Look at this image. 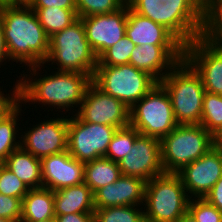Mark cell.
<instances>
[{
    "mask_svg": "<svg viewBox=\"0 0 222 222\" xmlns=\"http://www.w3.org/2000/svg\"><path fill=\"white\" fill-rule=\"evenodd\" d=\"M0 16L10 60L28 65L35 78L49 53V37L35 11L26 2L0 3Z\"/></svg>",
    "mask_w": 222,
    "mask_h": 222,
    "instance_id": "6da1fadb",
    "label": "cell"
},
{
    "mask_svg": "<svg viewBox=\"0 0 222 222\" xmlns=\"http://www.w3.org/2000/svg\"><path fill=\"white\" fill-rule=\"evenodd\" d=\"M20 78V103L40 102L56 109L69 111L73 105H81L84 93L92 82L89 74L58 71L31 80L28 74ZM28 78V79H27ZM37 79V80H36ZM27 80V81H26ZM24 101V102H23Z\"/></svg>",
    "mask_w": 222,
    "mask_h": 222,
    "instance_id": "7a4b0ae2",
    "label": "cell"
},
{
    "mask_svg": "<svg viewBox=\"0 0 222 222\" xmlns=\"http://www.w3.org/2000/svg\"><path fill=\"white\" fill-rule=\"evenodd\" d=\"M168 92L179 125L200 124L206 92L199 74L183 59L160 82Z\"/></svg>",
    "mask_w": 222,
    "mask_h": 222,
    "instance_id": "3957f363",
    "label": "cell"
},
{
    "mask_svg": "<svg viewBox=\"0 0 222 222\" xmlns=\"http://www.w3.org/2000/svg\"><path fill=\"white\" fill-rule=\"evenodd\" d=\"M46 62H57L58 71L84 73L93 77L98 57L86 39L81 18L49 37V53L43 64Z\"/></svg>",
    "mask_w": 222,
    "mask_h": 222,
    "instance_id": "277c9868",
    "label": "cell"
},
{
    "mask_svg": "<svg viewBox=\"0 0 222 222\" xmlns=\"http://www.w3.org/2000/svg\"><path fill=\"white\" fill-rule=\"evenodd\" d=\"M190 197L175 173H163L146 182L145 222H176L188 212Z\"/></svg>",
    "mask_w": 222,
    "mask_h": 222,
    "instance_id": "5b68a950",
    "label": "cell"
},
{
    "mask_svg": "<svg viewBox=\"0 0 222 222\" xmlns=\"http://www.w3.org/2000/svg\"><path fill=\"white\" fill-rule=\"evenodd\" d=\"M215 145V137L201 124L178 125L161 139L164 172L176 174Z\"/></svg>",
    "mask_w": 222,
    "mask_h": 222,
    "instance_id": "8992f818",
    "label": "cell"
},
{
    "mask_svg": "<svg viewBox=\"0 0 222 222\" xmlns=\"http://www.w3.org/2000/svg\"><path fill=\"white\" fill-rule=\"evenodd\" d=\"M92 82L129 109L158 83L151 75L131 64L97 66Z\"/></svg>",
    "mask_w": 222,
    "mask_h": 222,
    "instance_id": "52a82bcc",
    "label": "cell"
},
{
    "mask_svg": "<svg viewBox=\"0 0 222 222\" xmlns=\"http://www.w3.org/2000/svg\"><path fill=\"white\" fill-rule=\"evenodd\" d=\"M130 125L140 134L160 140L179 125L170 96L160 83L130 108Z\"/></svg>",
    "mask_w": 222,
    "mask_h": 222,
    "instance_id": "ba28073f",
    "label": "cell"
},
{
    "mask_svg": "<svg viewBox=\"0 0 222 222\" xmlns=\"http://www.w3.org/2000/svg\"><path fill=\"white\" fill-rule=\"evenodd\" d=\"M117 129L109 125L82 121L77 115L71 116L68 119L67 150L73 158L83 163L105 157Z\"/></svg>",
    "mask_w": 222,
    "mask_h": 222,
    "instance_id": "9c48e42d",
    "label": "cell"
},
{
    "mask_svg": "<svg viewBox=\"0 0 222 222\" xmlns=\"http://www.w3.org/2000/svg\"><path fill=\"white\" fill-rule=\"evenodd\" d=\"M76 112L75 115L85 122L116 128L130 125V109L117 98L104 93L93 82L87 87Z\"/></svg>",
    "mask_w": 222,
    "mask_h": 222,
    "instance_id": "30bf717a",
    "label": "cell"
},
{
    "mask_svg": "<svg viewBox=\"0 0 222 222\" xmlns=\"http://www.w3.org/2000/svg\"><path fill=\"white\" fill-rule=\"evenodd\" d=\"M184 59L199 74L206 92L222 95V45L198 37L184 47Z\"/></svg>",
    "mask_w": 222,
    "mask_h": 222,
    "instance_id": "8fae6325",
    "label": "cell"
},
{
    "mask_svg": "<svg viewBox=\"0 0 222 222\" xmlns=\"http://www.w3.org/2000/svg\"><path fill=\"white\" fill-rule=\"evenodd\" d=\"M118 166L121 175L139 177L146 182L162 175L165 172L161 163V140L139 134Z\"/></svg>",
    "mask_w": 222,
    "mask_h": 222,
    "instance_id": "7c38bea8",
    "label": "cell"
},
{
    "mask_svg": "<svg viewBox=\"0 0 222 222\" xmlns=\"http://www.w3.org/2000/svg\"><path fill=\"white\" fill-rule=\"evenodd\" d=\"M176 174L190 198H204L222 177V149L216 144Z\"/></svg>",
    "mask_w": 222,
    "mask_h": 222,
    "instance_id": "4fadbf2b",
    "label": "cell"
},
{
    "mask_svg": "<svg viewBox=\"0 0 222 222\" xmlns=\"http://www.w3.org/2000/svg\"><path fill=\"white\" fill-rule=\"evenodd\" d=\"M68 117L51 118L39 123L24 135L20 146L37 158L58 154L67 150Z\"/></svg>",
    "mask_w": 222,
    "mask_h": 222,
    "instance_id": "5bb4252c",
    "label": "cell"
},
{
    "mask_svg": "<svg viewBox=\"0 0 222 222\" xmlns=\"http://www.w3.org/2000/svg\"><path fill=\"white\" fill-rule=\"evenodd\" d=\"M128 3L115 12L82 17L86 39L99 57L126 35Z\"/></svg>",
    "mask_w": 222,
    "mask_h": 222,
    "instance_id": "9a60e30c",
    "label": "cell"
},
{
    "mask_svg": "<svg viewBox=\"0 0 222 222\" xmlns=\"http://www.w3.org/2000/svg\"><path fill=\"white\" fill-rule=\"evenodd\" d=\"M204 6L160 5L158 24L169 30L184 46L201 37L204 29Z\"/></svg>",
    "mask_w": 222,
    "mask_h": 222,
    "instance_id": "2e32d148",
    "label": "cell"
},
{
    "mask_svg": "<svg viewBox=\"0 0 222 222\" xmlns=\"http://www.w3.org/2000/svg\"><path fill=\"white\" fill-rule=\"evenodd\" d=\"M184 47V45H137L130 55L129 64L148 73L159 83L184 59Z\"/></svg>",
    "mask_w": 222,
    "mask_h": 222,
    "instance_id": "e0dca14e",
    "label": "cell"
},
{
    "mask_svg": "<svg viewBox=\"0 0 222 222\" xmlns=\"http://www.w3.org/2000/svg\"><path fill=\"white\" fill-rule=\"evenodd\" d=\"M40 160L42 187L56 191L84 183L85 163L73 158L68 150Z\"/></svg>",
    "mask_w": 222,
    "mask_h": 222,
    "instance_id": "ac0fdd59",
    "label": "cell"
},
{
    "mask_svg": "<svg viewBox=\"0 0 222 222\" xmlns=\"http://www.w3.org/2000/svg\"><path fill=\"white\" fill-rule=\"evenodd\" d=\"M146 181L135 176L121 175L114 183L94 193L95 209L111 206H138L144 203Z\"/></svg>",
    "mask_w": 222,
    "mask_h": 222,
    "instance_id": "d6986e66",
    "label": "cell"
},
{
    "mask_svg": "<svg viewBox=\"0 0 222 222\" xmlns=\"http://www.w3.org/2000/svg\"><path fill=\"white\" fill-rule=\"evenodd\" d=\"M126 36L137 45H183L164 26L134 12L128 5Z\"/></svg>",
    "mask_w": 222,
    "mask_h": 222,
    "instance_id": "ffe728a7",
    "label": "cell"
},
{
    "mask_svg": "<svg viewBox=\"0 0 222 222\" xmlns=\"http://www.w3.org/2000/svg\"><path fill=\"white\" fill-rule=\"evenodd\" d=\"M55 215L68 213H94V194L85 184L54 191Z\"/></svg>",
    "mask_w": 222,
    "mask_h": 222,
    "instance_id": "44dd1931",
    "label": "cell"
},
{
    "mask_svg": "<svg viewBox=\"0 0 222 222\" xmlns=\"http://www.w3.org/2000/svg\"><path fill=\"white\" fill-rule=\"evenodd\" d=\"M4 166L14 173L29 189L42 187L41 160L21 146L4 161Z\"/></svg>",
    "mask_w": 222,
    "mask_h": 222,
    "instance_id": "7402d4cb",
    "label": "cell"
},
{
    "mask_svg": "<svg viewBox=\"0 0 222 222\" xmlns=\"http://www.w3.org/2000/svg\"><path fill=\"white\" fill-rule=\"evenodd\" d=\"M55 216L54 191L45 187L29 189L22 199L21 221H46Z\"/></svg>",
    "mask_w": 222,
    "mask_h": 222,
    "instance_id": "603a6c76",
    "label": "cell"
},
{
    "mask_svg": "<svg viewBox=\"0 0 222 222\" xmlns=\"http://www.w3.org/2000/svg\"><path fill=\"white\" fill-rule=\"evenodd\" d=\"M121 176L117 162L100 157L85 163L84 183L94 194L98 189L114 183Z\"/></svg>",
    "mask_w": 222,
    "mask_h": 222,
    "instance_id": "cb8c5ba5",
    "label": "cell"
},
{
    "mask_svg": "<svg viewBox=\"0 0 222 222\" xmlns=\"http://www.w3.org/2000/svg\"><path fill=\"white\" fill-rule=\"evenodd\" d=\"M48 37L67 28L78 19L76 9L31 7Z\"/></svg>",
    "mask_w": 222,
    "mask_h": 222,
    "instance_id": "d4e9b609",
    "label": "cell"
},
{
    "mask_svg": "<svg viewBox=\"0 0 222 222\" xmlns=\"http://www.w3.org/2000/svg\"><path fill=\"white\" fill-rule=\"evenodd\" d=\"M200 124L214 137L222 131V95L204 93Z\"/></svg>",
    "mask_w": 222,
    "mask_h": 222,
    "instance_id": "484cf974",
    "label": "cell"
},
{
    "mask_svg": "<svg viewBox=\"0 0 222 222\" xmlns=\"http://www.w3.org/2000/svg\"><path fill=\"white\" fill-rule=\"evenodd\" d=\"M20 104L3 120L0 121V159L4 162L5 159L17 148L20 147V140L16 141L18 130L17 118L21 115Z\"/></svg>",
    "mask_w": 222,
    "mask_h": 222,
    "instance_id": "4316f807",
    "label": "cell"
},
{
    "mask_svg": "<svg viewBox=\"0 0 222 222\" xmlns=\"http://www.w3.org/2000/svg\"><path fill=\"white\" fill-rule=\"evenodd\" d=\"M140 133L131 125L118 128L112 136L106 151V158L119 162L134 146L135 138Z\"/></svg>",
    "mask_w": 222,
    "mask_h": 222,
    "instance_id": "83f0119b",
    "label": "cell"
},
{
    "mask_svg": "<svg viewBox=\"0 0 222 222\" xmlns=\"http://www.w3.org/2000/svg\"><path fill=\"white\" fill-rule=\"evenodd\" d=\"M139 209L135 206L95 209L94 222H145L144 211L142 208Z\"/></svg>",
    "mask_w": 222,
    "mask_h": 222,
    "instance_id": "f1b7e54d",
    "label": "cell"
},
{
    "mask_svg": "<svg viewBox=\"0 0 222 222\" xmlns=\"http://www.w3.org/2000/svg\"><path fill=\"white\" fill-rule=\"evenodd\" d=\"M204 29L202 36L222 45V2H204Z\"/></svg>",
    "mask_w": 222,
    "mask_h": 222,
    "instance_id": "f546056e",
    "label": "cell"
},
{
    "mask_svg": "<svg viewBox=\"0 0 222 222\" xmlns=\"http://www.w3.org/2000/svg\"><path fill=\"white\" fill-rule=\"evenodd\" d=\"M178 6H204L202 0H127L129 7L141 16L158 23V12L161 3Z\"/></svg>",
    "mask_w": 222,
    "mask_h": 222,
    "instance_id": "4dcf8cb0",
    "label": "cell"
},
{
    "mask_svg": "<svg viewBox=\"0 0 222 222\" xmlns=\"http://www.w3.org/2000/svg\"><path fill=\"white\" fill-rule=\"evenodd\" d=\"M136 45L125 35L116 44L106 49L99 57L97 66L129 64V58Z\"/></svg>",
    "mask_w": 222,
    "mask_h": 222,
    "instance_id": "1f68e13d",
    "label": "cell"
},
{
    "mask_svg": "<svg viewBox=\"0 0 222 222\" xmlns=\"http://www.w3.org/2000/svg\"><path fill=\"white\" fill-rule=\"evenodd\" d=\"M127 0H76L78 18L107 14L122 8Z\"/></svg>",
    "mask_w": 222,
    "mask_h": 222,
    "instance_id": "d6a6232c",
    "label": "cell"
},
{
    "mask_svg": "<svg viewBox=\"0 0 222 222\" xmlns=\"http://www.w3.org/2000/svg\"><path fill=\"white\" fill-rule=\"evenodd\" d=\"M188 212L196 222H222V212L205 198H190Z\"/></svg>",
    "mask_w": 222,
    "mask_h": 222,
    "instance_id": "836d02e7",
    "label": "cell"
},
{
    "mask_svg": "<svg viewBox=\"0 0 222 222\" xmlns=\"http://www.w3.org/2000/svg\"><path fill=\"white\" fill-rule=\"evenodd\" d=\"M29 188L4 165L0 168V194L23 199Z\"/></svg>",
    "mask_w": 222,
    "mask_h": 222,
    "instance_id": "e575fe53",
    "label": "cell"
},
{
    "mask_svg": "<svg viewBox=\"0 0 222 222\" xmlns=\"http://www.w3.org/2000/svg\"><path fill=\"white\" fill-rule=\"evenodd\" d=\"M22 199L0 194V218L21 221Z\"/></svg>",
    "mask_w": 222,
    "mask_h": 222,
    "instance_id": "d590c367",
    "label": "cell"
},
{
    "mask_svg": "<svg viewBox=\"0 0 222 222\" xmlns=\"http://www.w3.org/2000/svg\"><path fill=\"white\" fill-rule=\"evenodd\" d=\"M17 83L14 86L12 94L4 96L0 88V121L9 115L20 104V84ZM12 95V97H11Z\"/></svg>",
    "mask_w": 222,
    "mask_h": 222,
    "instance_id": "8d00e7d4",
    "label": "cell"
},
{
    "mask_svg": "<svg viewBox=\"0 0 222 222\" xmlns=\"http://www.w3.org/2000/svg\"><path fill=\"white\" fill-rule=\"evenodd\" d=\"M30 7H59L63 9H76V0H27Z\"/></svg>",
    "mask_w": 222,
    "mask_h": 222,
    "instance_id": "74e56055",
    "label": "cell"
},
{
    "mask_svg": "<svg viewBox=\"0 0 222 222\" xmlns=\"http://www.w3.org/2000/svg\"><path fill=\"white\" fill-rule=\"evenodd\" d=\"M204 198L222 212V177Z\"/></svg>",
    "mask_w": 222,
    "mask_h": 222,
    "instance_id": "f35d334b",
    "label": "cell"
},
{
    "mask_svg": "<svg viewBox=\"0 0 222 222\" xmlns=\"http://www.w3.org/2000/svg\"><path fill=\"white\" fill-rule=\"evenodd\" d=\"M56 222H94V213H68L56 215Z\"/></svg>",
    "mask_w": 222,
    "mask_h": 222,
    "instance_id": "ab89813d",
    "label": "cell"
},
{
    "mask_svg": "<svg viewBox=\"0 0 222 222\" xmlns=\"http://www.w3.org/2000/svg\"><path fill=\"white\" fill-rule=\"evenodd\" d=\"M6 59H9L8 61H10V57L8 55L6 44L4 41L3 20L0 16V64H2L1 62H4V60L6 61Z\"/></svg>",
    "mask_w": 222,
    "mask_h": 222,
    "instance_id": "60d3db41",
    "label": "cell"
},
{
    "mask_svg": "<svg viewBox=\"0 0 222 222\" xmlns=\"http://www.w3.org/2000/svg\"><path fill=\"white\" fill-rule=\"evenodd\" d=\"M176 222H196V220L189 212H187L182 215Z\"/></svg>",
    "mask_w": 222,
    "mask_h": 222,
    "instance_id": "b9f144b4",
    "label": "cell"
},
{
    "mask_svg": "<svg viewBox=\"0 0 222 222\" xmlns=\"http://www.w3.org/2000/svg\"><path fill=\"white\" fill-rule=\"evenodd\" d=\"M216 144L222 149V138H215Z\"/></svg>",
    "mask_w": 222,
    "mask_h": 222,
    "instance_id": "7bdbcfd3",
    "label": "cell"
},
{
    "mask_svg": "<svg viewBox=\"0 0 222 222\" xmlns=\"http://www.w3.org/2000/svg\"><path fill=\"white\" fill-rule=\"evenodd\" d=\"M20 222H56L55 218L46 221H20Z\"/></svg>",
    "mask_w": 222,
    "mask_h": 222,
    "instance_id": "ee69618b",
    "label": "cell"
},
{
    "mask_svg": "<svg viewBox=\"0 0 222 222\" xmlns=\"http://www.w3.org/2000/svg\"><path fill=\"white\" fill-rule=\"evenodd\" d=\"M0 222H15V221L9 220V219H6V218H0Z\"/></svg>",
    "mask_w": 222,
    "mask_h": 222,
    "instance_id": "f6af8a7d",
    "label": "cell"
},
{
    "mask_svg": "<svg viewBox=\"0 0 222 222\" xmlns=\"http://www.w3.org/2000/svg\"><path fill=\"white\" fill-rule=\"evenodd\" d=\"M205 2H222V0H206Z\"/></svg>",
    "mask_w": 222,
    "mask_h": 222,
    "instance_id": "bcb514c9",
    "label": "cell"
},
{
    "mask_svg": "<svg viewBox=\"0 0 222 222\" xmlns=\"http://www.w3.org/2000/svg\"><path fill=\"white\" fill-rule=\"evenodd\" d=\"M16 1L26 2L27 0H10V2H16Z\"/></svg>",
    "mask_w": 222,
    "mask_h": 222,
    "instance_id": "7dc6e473",
    "label": "cell"
},
{
    "mask_svg": "<svg viewBox=\"0 0 222 222\" xmlns=\"http://www.w3.org/2000/svg\"><path fill=\"white\" fill-rule=\"evenodd\" d=\"M215 138H222V131Z\"/></svg>",
    "mask_w": 222,
    "mask_h": 222,
    "instance_id": "c3c4849f",
    "label": "cell"
},
{
    "mask_svg": "<svg viewBox=\"0 0 222 222\" xmlns=\"http://www.w3.org/2000/svg\"><path fill=\"white\" fill-rule=\"evenodd\" d=\"M4 165V162L0 159V168Z\"/></svg>",
    "mask_w": 222,
    "mask_h": 222,
    "instance_id": "681fc988",
    "label": "cell"
}]
</instances>
